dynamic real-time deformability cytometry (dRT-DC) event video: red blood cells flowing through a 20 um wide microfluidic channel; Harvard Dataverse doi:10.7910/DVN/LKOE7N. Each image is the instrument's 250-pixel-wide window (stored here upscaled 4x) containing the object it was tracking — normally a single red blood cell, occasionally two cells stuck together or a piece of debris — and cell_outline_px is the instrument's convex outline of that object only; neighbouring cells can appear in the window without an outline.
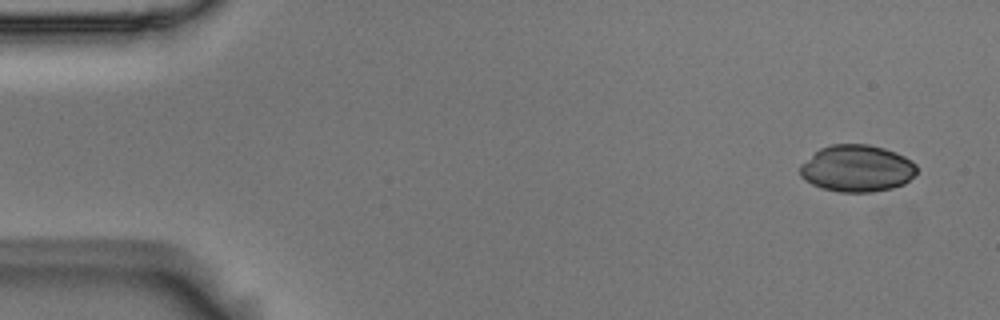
{"species": "Egyptian fruit bat (a non-hibernating species)", "species_latin": "Rousettus aegyptiacus", "temperature_condition": "room temperature", "stored_images_in_passage": 9, "camera_frame_rate_fps": 3000, "um_per_image_px": 0.085, "animal": {"sex": "male"}, "frame": {"image": 1, "passage_image": 1, "time_ms": 0.0, "image_size_px": [1000, 320], "cell_outline_px": [[916, 172], [904, 184], [892, 188], [872, 192], [840, 192], [824, 188], [812, 184], [800, 176], [800, 164], [820, 148], [832, 144], [868, 144], [884, 148], [896, 152], [912, 160], [916, 164]], "centroid_in_image_um": [72.84, 14.31], "position_along_channel_um": 12.2, "area_um2": 31.85}}
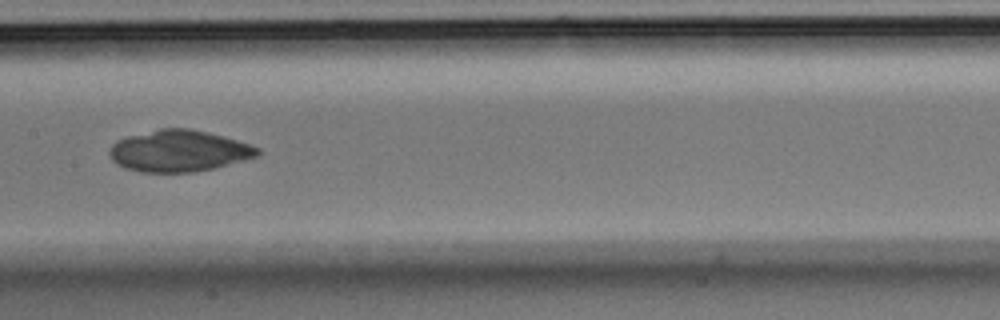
{"frame": {"image": 2, "passage_image": 7, "time_ms": 2.0, "image_size_px": [1000, 320], "cell_outline_px": [[260, 152], [256, 156], [244, 160], [212, 168], [192, 172], [140, 172], [124, 168], [116, 164], [112, 160], [108, 152], [108, 148], [116, 140], [128, 136], [160, 128], [188, 128], [208, 132], [224, 136], [260, 148]], "centroid_in_image_um": [15.15, 12.82], "position_along_channel_um": 192.3, "area_um2": 35.78}}
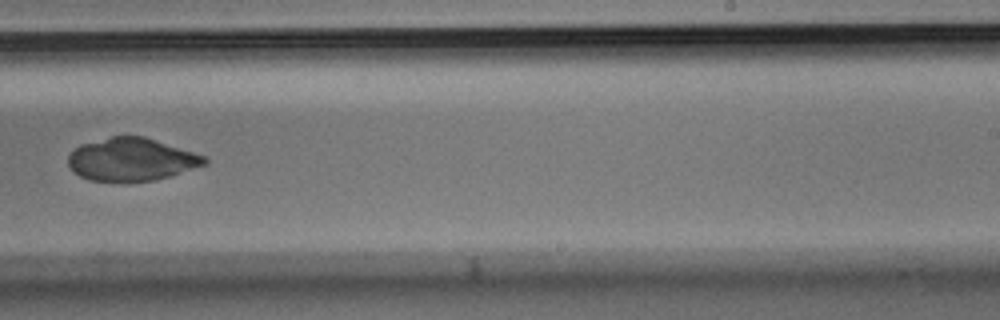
{"frame": {"image": 3, "passage_image": 9, "time_ms": 2.667, "image_size_px": [1000, 320], "cell_outline_px": [[208, 164], [172, 176], [156, 180], [88, 180], [80, 176], [68, 164], [68, 156], [80, 144], [112, 136], [144, 136], [208, 156]], "centroid_in_image_um": [11.25, 13.54], "position_along_channel_um": 277.7, "area_um2": 33.93}}